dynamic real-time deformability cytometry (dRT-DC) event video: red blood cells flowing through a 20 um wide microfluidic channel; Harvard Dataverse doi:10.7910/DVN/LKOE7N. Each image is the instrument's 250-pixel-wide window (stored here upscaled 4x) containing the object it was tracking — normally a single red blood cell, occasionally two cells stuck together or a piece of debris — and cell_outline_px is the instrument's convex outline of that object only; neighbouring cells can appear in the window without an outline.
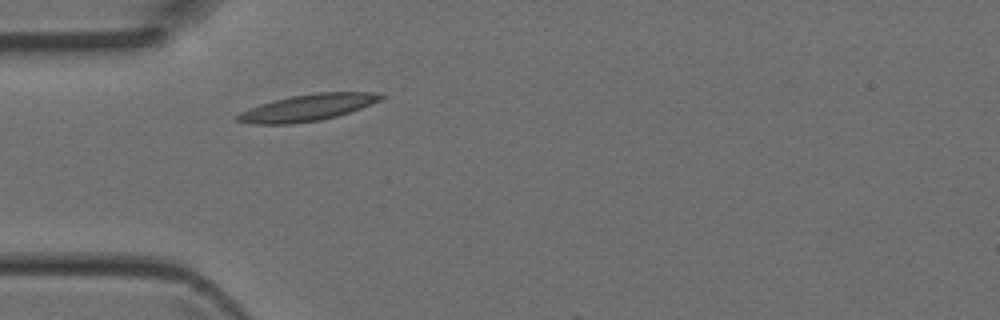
{"species": "Egyptian fruit bat (a non-hibernating species)", "species_latin": "Rousettus aegyptiacus", "temperature_condition": "room temperature", "stored_images_in_passage": 2, "camera_frame_rate_fps": 3000, "um_per_image_px": 0.085, "animal": {"sex": "female"}, "frame": {"image": 1, "passage_image": 2, "time_ms": 0.333, "image_size_px": [1000, 320], "cell_outline_px": [[384, 96], [380, 100], [360, 108], [336, 116], [320, 120], [288, 124], [256, 124], [236, 120], [236, 116], [240, 112], [260, 104], [272, 100], [292, 96], [316, 92], [372, 92]], "centroid_in_image_um": [26.1, 9.14], "position_along_channel_um": 58.9, "area_um2": 21.85}}